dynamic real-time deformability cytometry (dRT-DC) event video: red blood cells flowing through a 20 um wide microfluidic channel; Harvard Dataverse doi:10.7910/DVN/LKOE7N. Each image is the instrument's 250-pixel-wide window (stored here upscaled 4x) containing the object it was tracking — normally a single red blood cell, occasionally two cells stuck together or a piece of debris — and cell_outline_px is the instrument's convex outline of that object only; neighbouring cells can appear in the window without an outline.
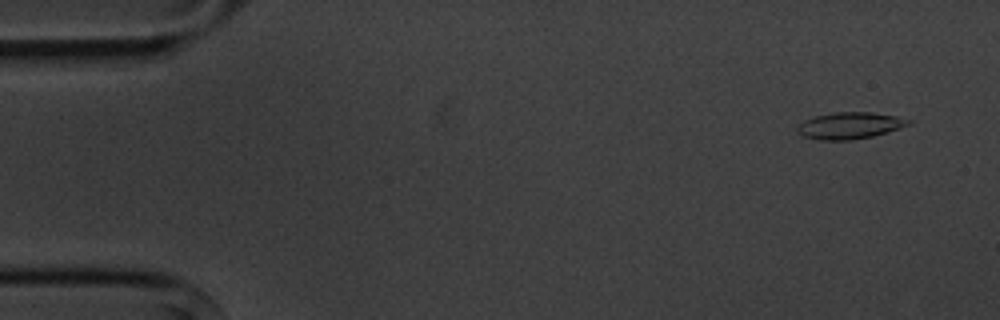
{"species": "common noctule bat (a hibernating species)", "species_latin": "Nyctalus noctula", "temperature_condition": "cold", "stored_images_in_passage": 5, "camera_frame_rate_fps": 3000, "um_per_image_px": 0.085, "animal": {"sex": "male", "body_mass_g": 20.1, "forearm_length_mm": 53.5}, "frame": {"image": 1, "passage_image": 1, "time_ms": 0.0, "image_size_px": [1000, 320], "cell_outline_px": [[912, 124], [872, 136], [852, 140], [820, 140], [804, 136], [796, 132], [796, 128], [804, 120], [812, 116], [836, 112], [872, 112], [896, 116], [912, 120]], "centroid_in_image_um": [72.21, 10.67], "position_along_channel_um": 12.8, "area_um2": 17.28}}
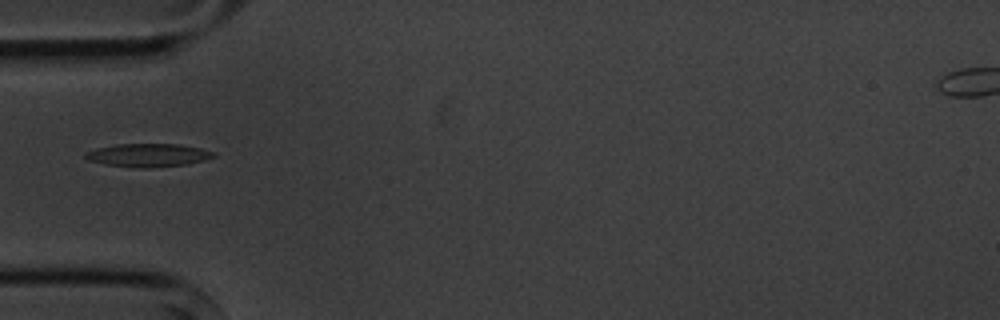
{"frame": {"image": 2, "passage_image": 5, "time_ms": 4.667, "image_size_px": [1000, 320], "cell_outline_px": [[216, 156], [204, 160], [188, 164], [152, 168], [132, 168], [104, 164], [88, 160], [84, 156], [84, 152], [96, 148], [116, 144], [180, 144], [200, 148], [216, 152]], "centroid_in_image_um": [12.58, 13.2], "position_along_channel_um": 72.4, "area_um2": 17.63}}